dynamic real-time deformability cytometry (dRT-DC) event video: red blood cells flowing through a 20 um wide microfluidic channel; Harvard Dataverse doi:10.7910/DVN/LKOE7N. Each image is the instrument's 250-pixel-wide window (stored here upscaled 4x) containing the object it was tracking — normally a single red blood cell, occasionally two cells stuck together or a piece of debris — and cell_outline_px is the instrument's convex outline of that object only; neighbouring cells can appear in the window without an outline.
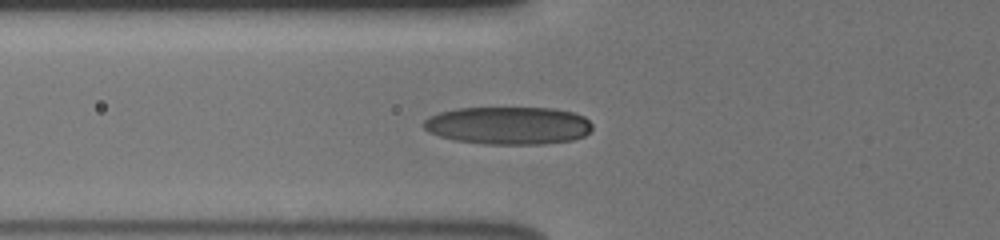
{"species": "human", "species_latin": "Homo sapiens", "temperature_condition": "cold", "stored_images_in_passage": 35, "camera_frame_rate_fps": 3000, "um_per_image_px": 0.085, "donor": {"sex": "male"}, "frame": {"image": 1, "passage_image": 2, "time_ms": 0.333, "image_size_px": [1000, 240], "cell_outline_px": [[592, 128], [584, 136], [572, 140], [540, 144], [484, 144], [456, 140], [440, 136], [428, 132], [424, 128], [424, 120], [428, 116], [440, 112], [456, 108], [552, 108], [572, 112], [584, 116], [592, 124]], "centroid_in_image_um": [43.2, 10.66], "position_along_channel_um": 82.6, "area_um2": 37.11}}
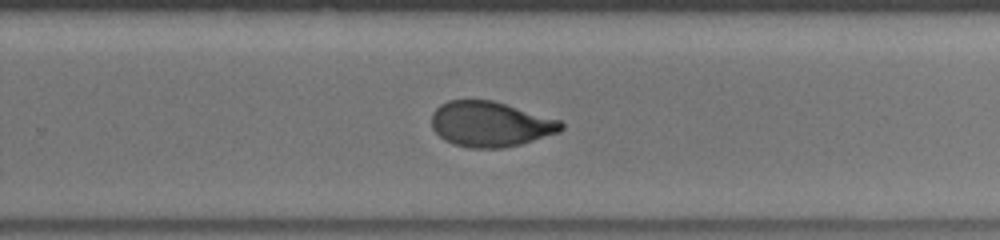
{"frame": {"image": 2, "passage_image": 18, "time_ms": 5.667, "image_size_px": [1000, 240], "cell_outline_px": [[564, 128], [560, 132], [520, 144], [504, 148], [468, 148], [452, 144], [444, 140], [432, 128], [432, 112], [440, 104], [448, 100], [492, 100], [560, 120], [564, 124]], "centroid_in_image_um": [41.66, 10.56], "position_along_channel_um": 288.1, "area_um2": 34.22}}
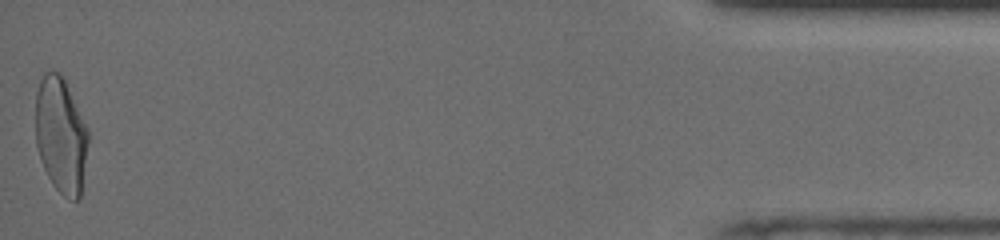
{"frame": {"image": 3, "passage_image": 35, "time_ms": 11.333, "image_size_px": [1000, 240], "cell_outline_px": [[88, 140], [80, 196], [76, 200], [68, 200], [52, 184], [40, 160], [36, 144], [36, 92], [40, 80], [44, 72], [60, 72], [88, 128]], "centroid_in_image_um": [5.16, 11.5], "position_along_channel_um": 430.0, "area_um2": 35.26}, "authors_computed_cell_mechanics": {"area_um2": 35.0268, "velocity_mm_per_s": 3.8584, "shape_relaxation_time_tau1_ms": 5.0147, "shape_relaxation_time_tau2_ms": 1.1467, "deformation_change_tau1": 0.194, "deformation_change_tau2": 0.0612}}